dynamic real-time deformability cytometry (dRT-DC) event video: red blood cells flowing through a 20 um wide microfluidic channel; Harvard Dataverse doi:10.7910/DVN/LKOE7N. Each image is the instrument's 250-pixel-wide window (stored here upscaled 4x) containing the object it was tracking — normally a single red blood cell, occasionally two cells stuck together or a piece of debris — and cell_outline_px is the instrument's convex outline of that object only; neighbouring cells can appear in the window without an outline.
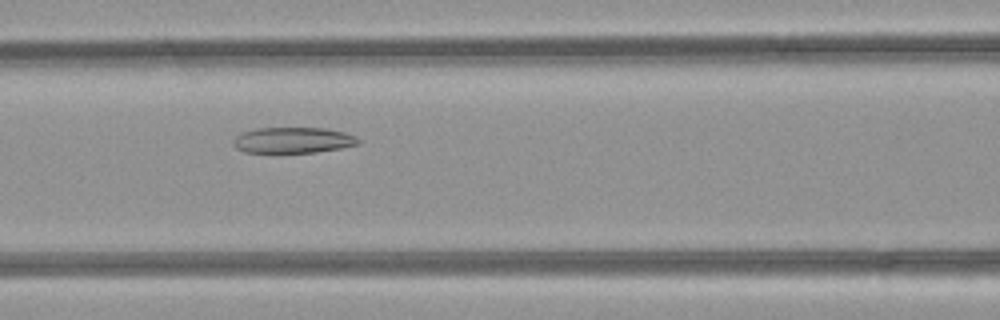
{"species": "common noctule bat (a hibernating species)", "species_latin": "Nyctalus noctula", "temperature_condition": "room temperature", "stored_images_in_passage": 51, "camera_frame_rate_fps": 3000, "um_per_image_px": 0.085, "animal": {"sex": "female", "body_mass_g": 21.9}, "frame": {"image": 1, "passage_image": 22, "time_ms": 7.0, "image_size_px": [1000, 320], "cell_outline_px": [[360, 144], [340, 148], [316, 152], [244, 152], [236, 148], [232, 144], [232, 140], [236, 136], [244, 132], [256, 128], [328, 128], [344, 132], [356, 136], [360, 140]], "centroid_in_image_um": [24.92, 11.91], "position_along_channel_um": 141.7, "area_um2": 18.84}}
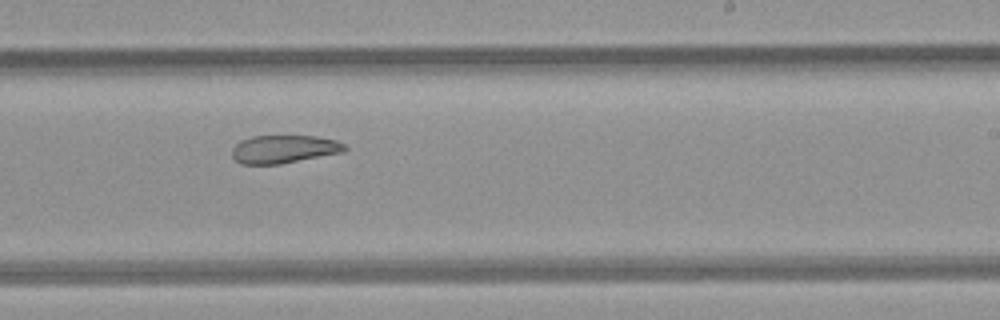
{"frame": {"image": 2, "passage_image": 31, "time_ms": 10.0, "image_size_px": [1000, 320], "cell_outline_px": [[348, 148], [344, 152], [280, 164], [244, 164], [236, 160], [232, 156], [232, 148], [240, 140], [252, 136], [316, 136], [336, 140], [344, 144]], "centroid_in_image_um": [24.15, 12.67], "position_along_channel_um": 264.9, "area_um2": 18.44}}
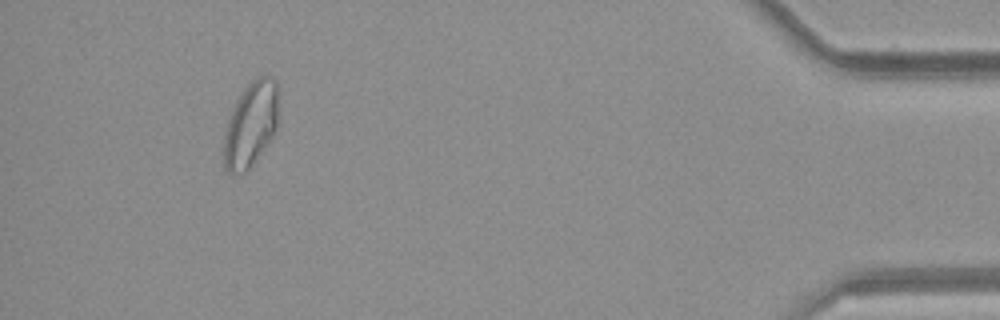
{"frame": {"image": 3, "passage_image": 47, "time_ms": 15.333, "image_size_px": [1000, 320], "cell_outline_px": [[276, 128], [272, 136], [248, 168], [244, 172], [232, 176], [228, 172], [224, 164], [224, 132], [228, 120], [236, 100], [244, 88], [256, 76], [272, 76], [276, 80]], "centroid_in_image_um": [21.27, 10.56], "position_along_channel_um": 413.9, "area_um2": 26.47}, "authors_computed_cell_mechanics": {"area_um2": 24.854, "velocity_mm_per_s": 4.1157, "shape_relaxation_time_tau1_ms": null, "shape_relaxation_time_tau2_ms": 3.7333, "deformation_change_tau1": null, "deformation_change_tau2": 0.1036}}